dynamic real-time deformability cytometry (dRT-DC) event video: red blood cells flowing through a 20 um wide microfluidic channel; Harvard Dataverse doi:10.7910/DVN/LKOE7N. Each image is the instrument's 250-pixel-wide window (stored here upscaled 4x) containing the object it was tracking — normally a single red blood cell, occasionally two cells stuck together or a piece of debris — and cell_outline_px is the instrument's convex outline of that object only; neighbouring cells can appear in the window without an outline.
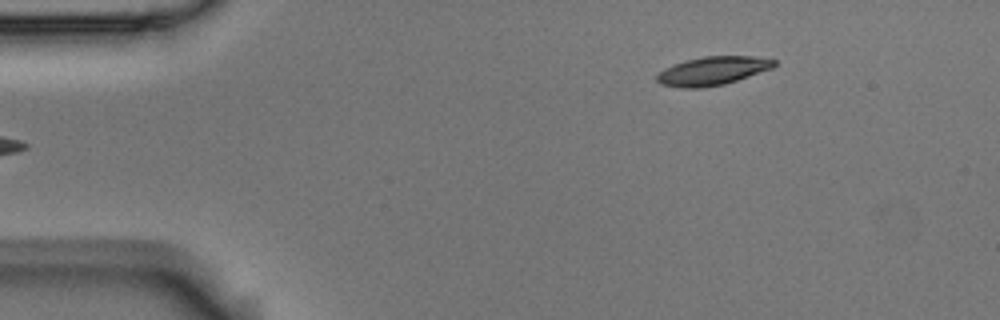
{"species": "Egyptian fruit bat (a non-hibernating species)", "species_latin": "Rousettus aegyptiacus", "temperature_condition": "room temperature", "stored_images_in_passage": 3, "camera_frame_rate_fps": 3000, "um_per_image_px": 0.085, "animal": {"sex": "male"}, "frame": {"image": 1, "passage_image": 3, "time_ms": 0.667, "image_size_px": [1000, 320], "cell_outline_px": [[776, 64], [772, 68], [724, 84], [700, 88], [680, 88], [660, 84], [656, 80], [656, 76], [664, 68], [672, 64], [684, 60], [704, 56], [752, 56], [776, 60]], "centroid_in_image_um": [60.52, 6.02], "position_along_channel_um": 24.5, "area_um2": 19.48}}